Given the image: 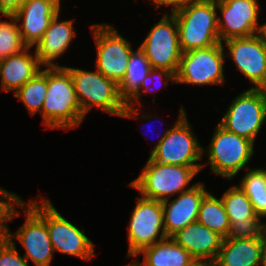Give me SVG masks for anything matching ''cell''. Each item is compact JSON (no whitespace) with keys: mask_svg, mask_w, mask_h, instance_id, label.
<instances>
[{"mask_svg":"<svg viewBox=\"0 0 266 266\" xmlns=\"http://www.w3.org/2000/svg\"><path fill=\"white\" fill-rule=\"evenodd\" d=\"M221 12L218 16L219 39L223 41L237 37H247L261 31L259 5L257 0H216ZM223 40V41H222Z\"/></svg>","mask_w":266,"mask_h":266,"instance_id":"15","label":"cell"},{"mask_svg":"<svg viewBox=\"0 0 266 266\" xmlns=\"http://www.w3.org/2000/svg\"><path fill=\"white\" fill-rule=\"evenodd\" d=\"M18 198H19L18 194L9 192L8 190L0 187V237L5 236L6 234L7 213H8L10 206Z\"/></svg>","mask_w":266,"mask_h":266,"instance_id":"32","label":"cell"},{"mask_svg":"<svg viewBox=\"0 0 266 266\" xmlns=\"http://www.w3.org/2000/svg\"><path fill=\"white\" fill-rule=\"evenodd\" d=\"M16 242L6 235L0 237V266H30L15 246Z\"/></svg>","mask_w":266,"mask_h":266,"instance_id":"31","label":"cell"},{"mask_svg":"<svg viewBox=\"0 0 266 266\" xmlns=\"http://www.w3.org/2000/svg\"><path fill=\"white\" fill-rule=\"evenodd\" d=\"M126 266H140V265H139V262L135 259L131 264L129 263Z\"/></svg>","mask_w":266,"mask_h":266,"instance_id":"38","label":"cell"},{"mask_svg":"<svg viewBox=\"0 0 266 266\" xmlns=\"http://www.w3.org/2000/svg\"><path fill=\"white\" fill-rule=\"evenodd\" d=\"M29 0H0V13L2 15H13L20 6Z\"/></svg>","mask_w":266,"mask_h":266,"instance_id":"33","label":"cell"},{"mask_svg":"<svg viewBox=\"0 0 266 266\" xmlns=\"http://www.w3.org/2000/svg\"><path fill=\"white\" fill-rule=\"evenodd\" d=\"M90 28L97 50L96 69L119 84L126 74L133 51L130 41L113 29L111 24H93Z\"/></svg>","mask_w":266,"mask_h":266,"instance_id":"13","label":"cell"},{"mask_svg":"<svg viewBox=\"0 0 266 266\" xmlns=\"http://www.w3.org/2000/svg\"><path fill=\"white\" fill-rule=\"evenodd\" d=\"M152 69L144 52L138 47L132 51L128 60L126 74L118 84L120 96L127 101L142 84L143 79Z\"/></svg>","mask_w":266,"mask_h":266,"instance_id":"24","label":"cell"},{"mask_svg":"<svg viewBox=\"0 0 266 266\" xmlns=\"http://www.w3.org/2000/svg\"><path fill=\"white\" fill-rule=\"evenodd\" d=\"M71 74L78 103L86 115L96 107L107 114L121 117L126 101L120 96L118 84L95 71L66 67Z\"/></svg>","mask_w":266,"mask_h":266,"instance_id":"5","label":"cell"},{"mask_svg":"<svg viewBox=\"0 0 266 266\" xmlns=\"http://www.w3.org/2000/svg\"><path fill=\"white\" fill-rule=\"evenodd\" d=\"M252 203L255 214L263 219L266 217V169H247L239 183Z\"/></svg>","mask_w":266,"mask_h":266,"instance_id":"25","label":"cell"},{"mask_svg":"<svg viewBox=\"0 0 266 266\" xmlns=\"http://www.w3.org/2000/svg\"><path fill=\"white\" fill-rule=\"evenodd\" d=\"M197 221L221 237L227 238L230 221L221 198L207 193L200 203Z\"/></svg>","mask_w":266,"mask_h":266,"instance_id":"23","label":"cell"},{"mask_svg":"<svg viewBox=\"0 0 266 266\" xmlns=\"http://www.w3.org/2000/svg\"><path fill=\"white\" fill-rule=\"evenodd\" d=\"M265 122L266 89L249 88L232 100L219 124L227 131L255 143Z\"/></svg>","mask_w":266,"mask_h":266,"instance_id":"9","label":"cell"},{"mask_svg":"<svg viewBox=\"0 0 266 266\" xmlns=\"http://www.w3.org/2000/svg\"><path fill=\"white\" fill-rule=\"evenodd\" d=\"M27 47L22 52L0 60V82L2 91H14L22 87L41 69L36 53L30 54Z\"/></svg>","mask_w":266,"mask_h":266,"instance_id":"20","label":"cell"},{"mask_svg":"<svg viewBox=\"0 0 266 266\" xmlns=\"http://www.w3.org/2000/svg\"><path fill=\"white\" fill-rule=\"evenodd\" d=\"M60 9L61 0H29L13 14L27 47L36 46Z\"/></svg>","mask_w":266,"mask_h":266,"instance_id":"16","label":"cell"},{"mask_svg":"<svg viewBox=\"0 0 266 266\" xmlns=\"http://www.w3.org/2000/svg\"><path fill=\"white\" fill-rule=\"evenodd\" d=\"M29 200V205L45 220L54 252L88 261L96 255L94 242L53 206L50 199Z\"/></svg>","mask_w":266,"mask_h":266,"instance_id":"7","label":"cell"},{"mask_svg":"<svg viewBox=\"0 0 266 266\" xmlns=\"http://www.w3.org/2000/svg\"><path fill=\"white\" fill-rule=\"evenodd\" d=\"M254 144L246 137L227 131L218 123L207 148L211 172L230 180L243 168L249 169L246 166L254 155Z\"/></svg>","mask_w":266,"mask_h":266,"instance_id":"8","label":"cell"},{"mask_svg":"<svg viewBox=\"0 0 266 266\" xmlns=\"http://www.w3.org/2000/svg\"><path fill=\"white\" fill-rule=\"evenodd\" d=\"M216 9V0H201L172 12L182 52L221 43Z\"/></svg>","mask_w":266,"mask_h":266,"instance_id":"3","label":"cell"},{"mask_svg":"<svg viewBox=\"0 0 266 266\" xmlns=\"http://www.w3.org/2000/svg\"><path fill=\"white\" fill-rule=\"evenodd\" d=\"M172 239L194 259L215 260L224 238L196 221L178 231Z\"/></svg>","mask_w":266,"mask_h":266,"instance_id":"19","label":"cell"},{"mask_svg":"<svg viewBox=\"0 0 266 266\" xmlns=\"http://www.w3.org/2000/svg\"><path fill=\"white\" fill-rule=\"evenodd\" d=\"M187 118L182 106L173 127L164 130L149 158L161 164L193 167L199 173L206 164L196 162L202 160L205 149L195 137Z\"/></svg>","mask_w":266,"mask_h":266,"instance_id":"2","label":"cell"},{"mask_svg":"<svg viewBox=\"0 0 266 266\" xmlns=\"http://www.w3.org/2000/svg\"><path fill=\"white\" fill-rule=\"evenodd\" d=\"M143 254L142 263L135 258L140 266H189L194 258L172 237H167L151 246L143 248L137 255Z\"/></svg>","mask_w":266,"mask_h":266,"instance_id":"22","label":"cell"},{"mask_svg":"<svg viewBox=\"0 0 266 266\" xmlns=\"http://www.w3.org/2000/svg\"><path fill=\"white\" fill-rule=\"evenodd\" d=\"M263 237L224 238L215 259L217 266H260Z\"/></svg>","mask_w":266,"mask_h":266,"instance_id":"21","label":"cell"},{"mask_svg":"<svg viewBox=\"0 0 266 266\" xmlns=\"http://www.w3.org/2000/svg\"><path fill=\"white\" fill-rule=\"evenodd\" d=\"M152 3H154V6L159 8L165 5H170L171 7V12L176 11L177 9H180L186 5H189L190 3L193 2H198L201 0H150Z\"/></svg>","mask_w":266,"mask_h":266,"instance_id":"34","label":"cell"},{"mask_svg":"<svg viewBox=\"0 0 266 266\" xmlns=\"http://www.w3.org/2000/svg\"><path fill=\"white\" fill-rule=\"evenodd\" d=\"M260 266H266V234L263 236V245L261 248Z\"/></svg>","mask_w":266,"mask_h":266,"instance_id":"36","label":"cell"},{"mask_svg":"<svg viewBox=\"0 0 266 266\" xmlns=\"http://www.w3.org/2000/svg\"><path fill=\"white\" fill-rule=\"evenodd\" d=\"M128 226L127 258L136 256L145 247L166 239L162 201L136 197Z\"/></svg>","mask_w":266,"mask_h":266,"instance_id":"12","label":"cell"},{"mask_svg":"<svg viewBox=\"0 0 266 266\" xmlns=\"http://www.w3.org/2000/svg\"><path fill=\"white\" fill-rule=\"evenodd\" d=\"M225 47L219 43L182 53L176 83L224 85Z\"/></svg>","mask_w":266,"mask_h":266,"instance_id":"11","label":"cell"},{"mask_svg":"<svg viewBox=\"0 0 266 266\" xmlns=\"http://www.w3.org/2000/svg\"><path fill=\"white\" fill-rule=\"evenodd\" d=\"M230 227L227 238L233 239H250L263 237L266 234V222L255 214L245 221L229 220Z\"/></svg>","mask_w":266,"mask_h":266,"instance_id":"30","label":"cell"},{"mask_svg":"<svg viewBox=\"0 0 266 266\" xmlns=\"http://www.w3.org/2000/svg\"><path fill=\"white\" fill-rule=\"evenodd\" d=\"M224 42L229 50L226 58L231 56L241 74L255 85L251 88L266 89V44L260 32Z\"/></svg>","mask_w":266,"mask_h":266,"instance_id":"14","label":"cell"},{"mask_svg":"<svg viewBox=\"0 0 266 266\" xmlns=\"http://www.w3.org/2000/svg\"><path fill=\"white\" fill-rule=\"evenodd\" d=\"M189 266H217V264L215 260L194 259V261Z\"/></svg>","mask_w":266,"mask_h":266,"instance_id":"35","label":"cell"},{"mask_svg":"<svg viewBox=\"0 0 266 266\" xmlns=\"http://www.w3.org/2000/svg\"><path fill=\"white\" fill-rule=\"evenodd\" d=\"M59 16L60 12L51 20L41 40L35 46V53L42 67H60L54 63L55 59L64 54L72 39L77 36L73 29V20L60 22Z\"/></svg>","mask_w":266,"mask_h":266,"instance_id":"18","label":"cell"},{"mask_svg":"<svg viewBox=\"0 0 266 266\" xmlns=\"http://www.w3.org/2000/svg\"><path fill=\"white\" fill-rule=\"evenodd\" d=\"M19 206L24 211L25 221L23 225L12 234L9 230L8 221L21 216L15 207ZM27 209V210H26ZM10 240L20 243L24 250V258L32 261L35 266H50L54 249L47 230L45 220L19 197L9 208L6 218V234Z\"/></svg>","mask_w":266,"mask_h":266,"instance_id":"4","label":"cell"},{"mask_svg":"<svg viewBox=\"0 0 266 266\" xmlns=\"http://www.w3.org/2000/svg\"><path fill=\"white\" fill-rule=\"evenodd\" d=\"M204 183L197 182L176 198L162 201L164 227L167 237H172L187 225L197 221L202 199L208 193Z\"/></svg>","mask_w":266,"mask_h":266,"instance_id":"17","label":"cell"},{"mask_svg":"<svg viewBox=\"0 0 266 266\" xmlns=\"http://www.w3.org/2000/svg\"><path fill=\"white\" fill-rule=\"evenodd\" d=\"M155 78L159 79L157 80L158 82H161L162 84L167 85L168 81H172L173 83H176V74L172 73L168 70L164 69H156L152 68L150 72L147 74V76L143 79L142 84L140 85V88L126 101V106L121 114V117L124 118H136L140 117L139 110L135 108L134 104L137 105L139 103L140 106H142L141 101H140V96L142 93L146 94L148 92H153L149 86L151 82L153 81L152 79L155 80ZM164 79V80H163ZM159 89H157L158 91ZM137 103V104H136Z\"/></svg>","mask_w":266,"mask_h":266,"instance_id":"28","label":"cell"},{"mask_svg":"<svg viewBox=\"0 0 266 266\" xmlns=\"http://www.w3.org/2000/svg\"><path fill=\"white\" fill-rule=\"evenodd\" d=\"M144 169L129 185L139 191L142 197L157 201L170 199L172 196L190 190L195 184L188 187L190 181L198 174L193 167L161 164L146 161Z\"/></svg>","mask_w":266,"mask_h":266,"instance_id":"6","label":"cell"},{"mask_svg":"<svg viewBox=\"0 0 266 266\" xmlns=\"http://www.w3.org/2000/svg\"><path fill=\"white\" fill-rule=\"evenodd\" d=\"M48 90V67L40 70L33 78L20 87L14 97L18 98L33 116L41 112Z\"/></svg>","mask_w":266,"mask_h":266,"instance_id":"26","label":"cell"},{"mask_svg":"<svg viewBox=\"0 0 266 266\" xmlns=\"http://www.w3.org/2000/svg\"><path fill=\"white\" fill-rule=\"evenodd\" d=\"M260 34L262 35L265 44H266V23L262 24Z\"/></svg>","mask_w":266,"mask_h":266,"instance_id":"37","label":"cell"},{"mask_svg":"<svg viewBox=\"0 0 266 266\" xmlns=\"http://www.w3.org/2000/svg\"><path fill=\"white\" fill-rule=\"evenodd\" d=\"M40 113L43 124L50 129L70 130L85 119L66 66L48 67V90Z\"/></svg>","mask_w":266,"mask_h":266,"instance_id":"1","label":"cell"},{"mask_svg":"<svg viewBox=\"0 0 266 266\" xmlns=\"http://www.w3.org/2000/svg\"><path fill=\"white\" fill-rule=\"evenodd\" d=\"M3 16L10 18L12 22L0 21V60L20 53L27 48L15 17L13 15Z\"/></svg>","mask_w":266,"mask_h":266,"instance_id":"29","label":"cell"},{"mask_svg":"<svg viewBox=\"0 0 266 266\" xmlns=\"http://www.w3.org/2000/svg\"><path fill=\"white\" fill-rule=\"evenodd\" d=\"M221 199L229 220L245 221L255 215L251 201L239 185L231 186Z\"/></svg>","mask_w":266,"mask_h":266,"instance_id":"27","label":"cell"},{"mask_svg":"<svg viewBox=\"0 0 266 266\" xmlns=\"http://www.w3.org/2000/svg\"><path fill=\"white\" fill-rule=\"evenodd\" d=\"M169 13L166 12L150 29L139 48L144 52L152 68L177 74L183 52L180 47L176 18L172 12Z\"/></svg>","mask_w":266,"mask_h":266,"instance_id":"10","label":"cell"}]
</instances>
